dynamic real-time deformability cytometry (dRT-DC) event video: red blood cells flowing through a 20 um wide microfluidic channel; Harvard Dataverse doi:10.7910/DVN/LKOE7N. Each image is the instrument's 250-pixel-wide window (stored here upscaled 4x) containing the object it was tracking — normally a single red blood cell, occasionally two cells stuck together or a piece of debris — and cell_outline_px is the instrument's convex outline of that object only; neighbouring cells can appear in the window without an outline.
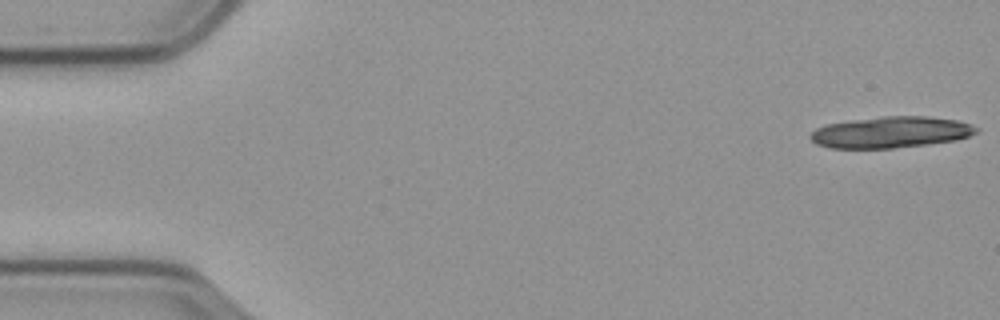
{"species": "common noctule bat (a hibernating species)", "species_latin": "Nyctalus noctula", "temperature_condition": "cold", "stored_images_in_passage": 19, "camera_frame_rate_fps": 3000, "um_per_image_px": 0.085, "animal": {"sex": "male", "body_mass_g": 23.1, "forearm_length_mm": 52.7}, "frame": {"image": 1, "passage_image": 1, "time_ms": 0.0, "image_size_px": [1000, 320], "cell_outline_px": [[980, 132], [956, 140], [928, 144], [892, 148], [828, 148], [816, 144], [808, 136], [816, 128], [828, 124], [884, 116], [928, 116], [956, 120], [972, 124], [980, 128]], "centroid_in_image_um": [75.77, 11.24], "position_along_channel_um": 9.2, "area_um2": 30.23}}